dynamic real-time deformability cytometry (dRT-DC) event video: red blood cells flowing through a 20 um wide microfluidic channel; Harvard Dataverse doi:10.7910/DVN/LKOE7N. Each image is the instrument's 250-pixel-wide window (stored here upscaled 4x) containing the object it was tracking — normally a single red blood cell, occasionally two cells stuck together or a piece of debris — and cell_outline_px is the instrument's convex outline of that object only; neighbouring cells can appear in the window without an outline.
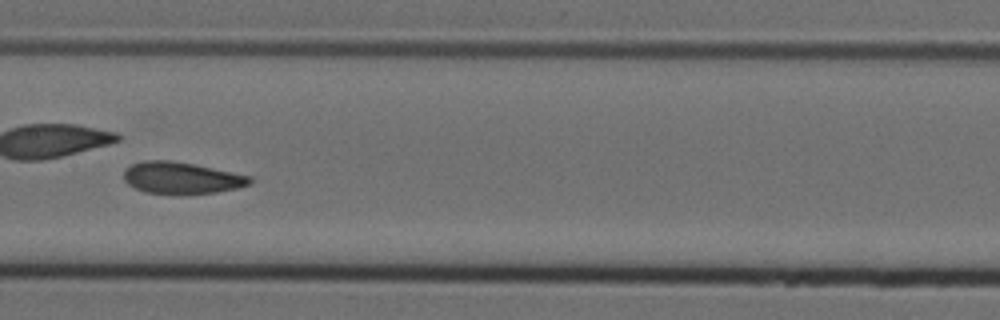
{"species": "Egyptian fruit bat (a non-hibernating species)", "species_latin": "Rousettus aegyptiacus", "temperature_condition": "cold", "stored_images_in_passage": 47, "camera_frame_rate_fps": 3000, "um_per_image_px": 0.085, "animal": {"sex": "female"}, "frame": {"image": 1, "passage_image": 21, "time_ms": 6.667, "image_size_px": [1000, 320], "cell_outline_px": [[252, 184], [236, 188], [216, 192], [144, 192], [128, 184], [124, 180], [124, 172], [132, 164], [144, 160], [168, 160], [192, 164], [252, 176]], "centroid_in_image_um": [15.44, 15.09], "position_along_channel_um": 192.0, "area_um2": 22.54}, "authors_computed_cell_mechanics": {"area_um2": 23.5824, "velocity_mm_per_s": 3.7337, "shape_relaxation_time_tau1_ms": null, "shape_relaxation_time_tau2_ms": 1.8106, "deformation_change_tau1": null, "deformation_change_tau2": 0.0665}}